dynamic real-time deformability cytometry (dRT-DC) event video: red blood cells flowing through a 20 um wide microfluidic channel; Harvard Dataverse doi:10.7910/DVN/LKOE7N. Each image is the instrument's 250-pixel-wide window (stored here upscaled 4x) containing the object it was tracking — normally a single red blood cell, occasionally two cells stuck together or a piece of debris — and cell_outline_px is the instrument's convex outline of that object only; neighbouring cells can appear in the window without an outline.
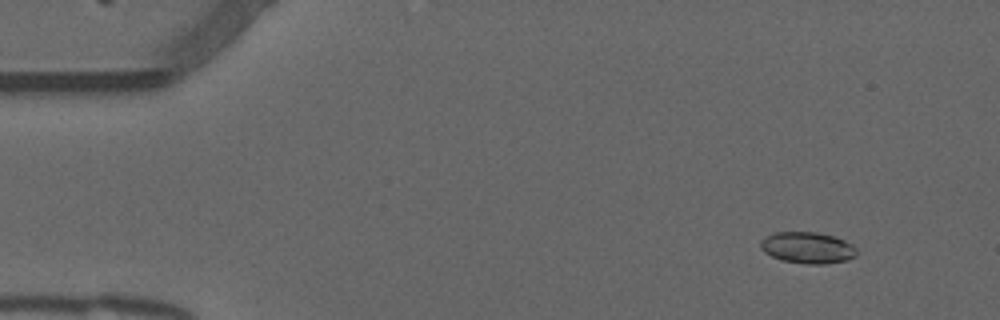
{"species": "common noctule bat (a hibernating species)", "species_latin": "Nyctalus noctula", "temperature_condition": "warm", "stored_images_in_passage": 17, "camera_frame_rate_fps": 3000, "um_per_image_px": 0.085, "animal": {"sex": "male", "forearm_length_mm": 52.5}, "frame": {"image": 1, "passage_image": 5, "time_ms": 1.333, "image_size_px": [1000, 320], "cell_outline_px": [[856, 256], [848, 260], [824, 264], [808, 264], [780, 260], [764, 252], [760, 248], [760, 240], [764, 236], [776, 232], [816, 232], [832, 236], [844, 240], [852, 244], [856, 248]], "centroid_in_image_um": [68.62, 21.06], "position_along_channel_um": 16.4, "area_um2": 17.69}}
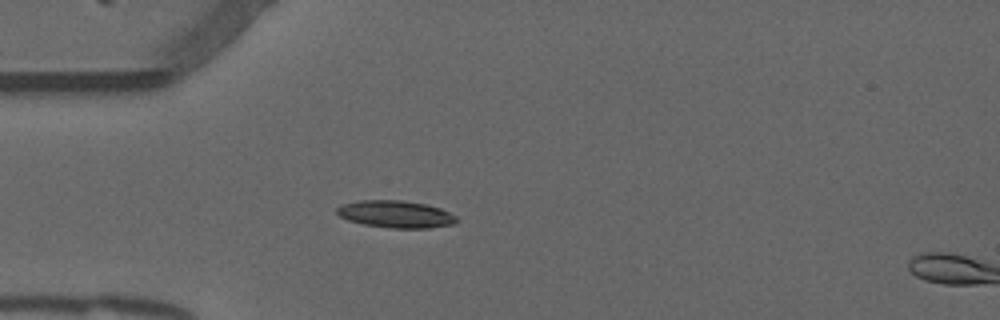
{"frame": {"image": 2, "passage_image": 15, "time_ms": 4.667, "image_size_px": [1000, 320], "cell_outline_px": [[460, 220], [452, 224], [428, 228], [392, 228], [364, 224], [348, 220], [340, 216], [336, 212], [336, 208], [344, 204], [360, 200], [400, 200], [424, 204], [440, 208], [456, 216]], "centroid_in_image_um": [33.64, 18.2], "position_along_channel_um": 51.4, "area_um2": 18.79}}